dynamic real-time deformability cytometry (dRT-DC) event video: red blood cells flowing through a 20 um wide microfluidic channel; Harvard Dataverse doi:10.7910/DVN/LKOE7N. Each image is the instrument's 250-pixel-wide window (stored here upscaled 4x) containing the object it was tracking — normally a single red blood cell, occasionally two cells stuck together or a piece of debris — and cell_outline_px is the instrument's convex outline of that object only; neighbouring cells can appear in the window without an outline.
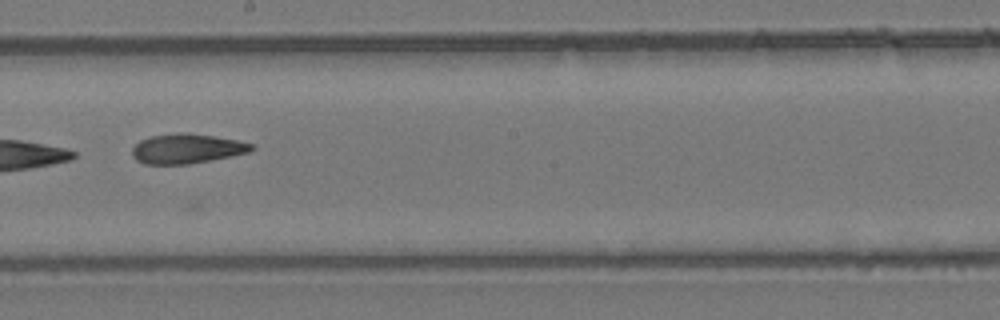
{"species": "common noctule bat (a hibernating species)", "species_latin": "Nyctalus noctula", "temperature_condition": "room temperature", "stored_images_in_passage": 10, "camera_frame_rate_fps": 3000, "um_per_image_px": 0.085, "animal": {"sex": "female", "body_mass_g": 24.6, "forearm_length_mm": 56.2}, "frame": {"image": 1, "passage_image": 9, "time_ms": 9.333, "image_size_px": [1000, 320], "cell_outline_px": [[256, 148], [248, 152], [232, 156], [188, 164], [144, 164], [136, 160], [132, 156], [132, 148], [140, 140], [152, 136], [180, 132], [188, 132], [236, 140], [256, 144]], "centroid_in_image_um": [15.89, 12.63], "position_along_channel_um": 232.3, "area_um2": 20.69}}